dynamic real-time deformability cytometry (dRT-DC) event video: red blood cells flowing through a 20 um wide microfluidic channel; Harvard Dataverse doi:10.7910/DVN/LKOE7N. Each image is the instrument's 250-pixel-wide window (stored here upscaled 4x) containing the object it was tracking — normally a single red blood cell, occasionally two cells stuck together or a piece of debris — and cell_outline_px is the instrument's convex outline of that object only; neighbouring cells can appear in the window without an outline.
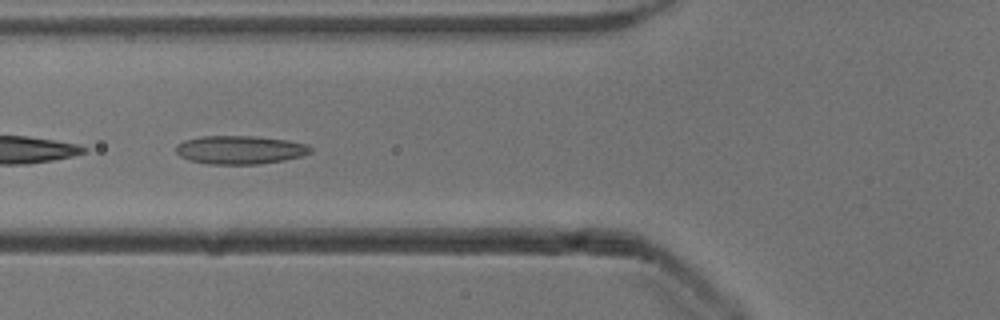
{"species": "common noctule bat (a hibernating species)", "species_latin": "Nyctalus noctula", "temperature_condition": "cold", "stored_images_in_passage": 24, "camera_frame_rate_fps": 3000, "um_per_image_px": 0.085, "animal": {"sex": "male", "body_mass_g": 13.3}, "frame": {"image": 1, "passage_image": 8, "time_ms": 2.333, "image_size_px": [1000, 320], "cell_outline_px": [[312, 152], [304, 156], [284, 160], [260, 164], [208, 164], [188, 160], [180, 156], [176, 152], [176, 144], [184, 140], [200, 136], [252, 136], [288, 140], [308, 144], [312, 148]], "centroid_in_image_um": [20.41, 12.74], "position_along_channel_um": 105.4, "area_um2": 22.54}}
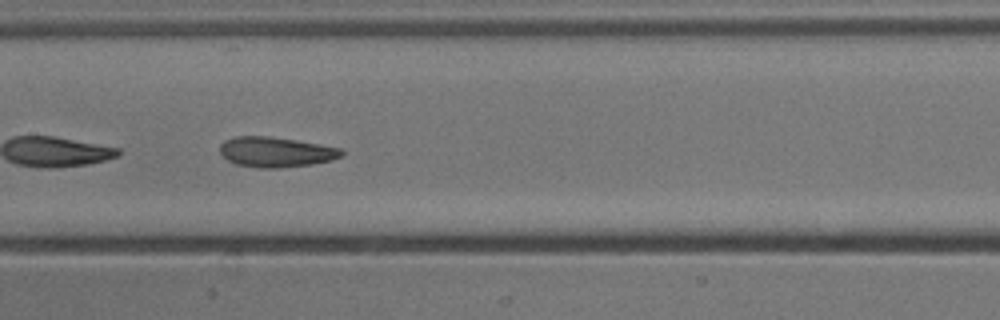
{"frame": {"image": 2, "passage_image": 14, "time_ms": 4.333, "image_size_px": [1000, 320], "cell_outline_px": [[344, 156], [332, 160], [312, 164], [276, 168], [260, 168], [236, 164], [228, 160], [220, 152], [220, 144], [224, 140], [236, 136], [268, 136], [296, 140], [320, 144], [340, 148], [344, 152]], "centroid_in_image_um": [23.46, 12.92], "position_along_channel_um": 183.9, "area_um2": 21.39}}
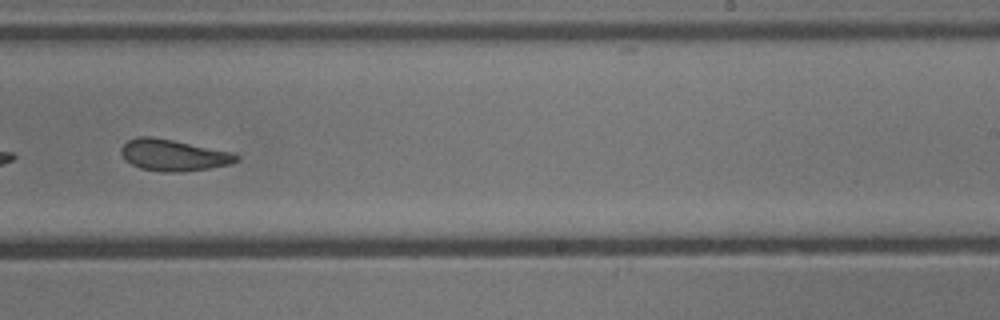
{"frame": {"image": 3, "passage_image": 21, "time_ms": 6.667, "image_size_px": [1000, 320], "cell_outline_px": [[240, 160], [228, 164], [208, 168], [180, 172], [160, 172], [140, 168], [124, 160], [120, 152], [120, 148], [128, 140], [140, 136], [152, 136], [232, 152], [240, 156]], "centroid_in_image_um": [14.71, 13.19], "position_along_channel_um": 274.3, "area_um2": 21.1}}